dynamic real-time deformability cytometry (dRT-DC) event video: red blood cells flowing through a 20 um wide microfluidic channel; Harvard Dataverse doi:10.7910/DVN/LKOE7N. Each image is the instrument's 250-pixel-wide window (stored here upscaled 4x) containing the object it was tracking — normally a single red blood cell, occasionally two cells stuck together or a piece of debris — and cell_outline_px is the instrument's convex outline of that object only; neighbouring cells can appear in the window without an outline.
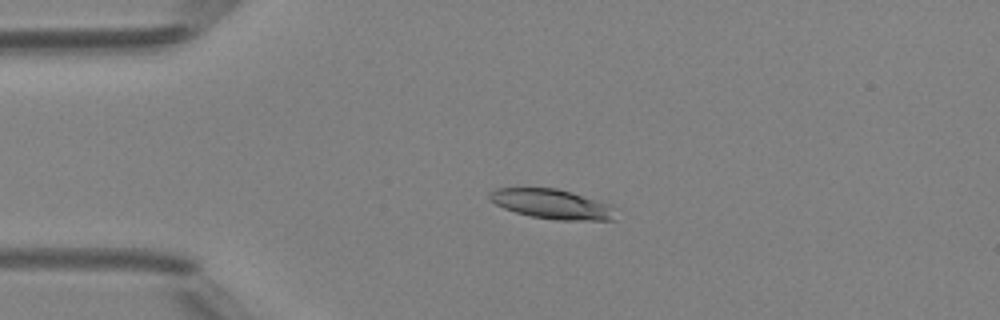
{"species": "Egyptian fruit bat (a non-hibernating species)", "species_latin": "Rousettus aegyptiacus", "temperature_condition": "room temperature", "stored_images_in_passage": 48, "camera_frame_rate_fps": 3000, "um_per_image_px": 0.085, "animal": {"sex": "female"}, "frame": {"image": 1, "passage_image": 11, "time_ms": 3.333, "image_size_px": [1000, 320], "cell_outline_px": [[616, 208], [612, 220], [556, 220], [532, 216], [516, 212], [504, 208], [496, 204], [488, 196], [488, 192], [496, 188], [556, 188], [572, 192], [612, 204]], "centroid_in_image_um": [46.94, 17.34], "position_along_channel_um": 38.1, "area_um2": 21.79}}
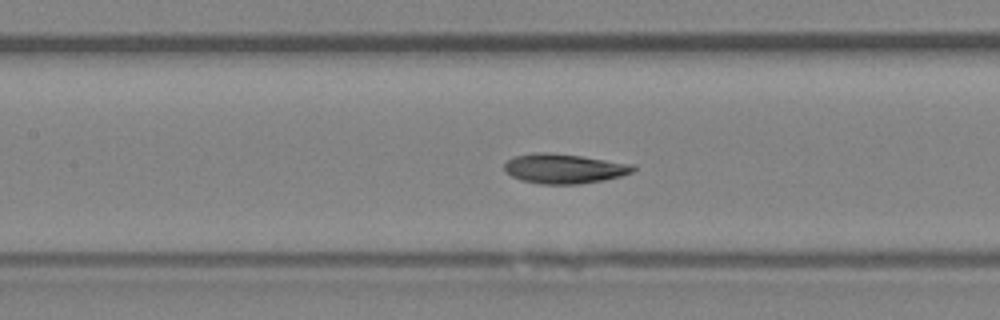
{"frame": {"image": 2, "passage_image": 22, "time_ms": 7.0, "image_size_px": [1000, 320], "cell_outline_px": [[636, 168], [632, 172], [620, 176], [604, 180], [580, 184], [540, 184], [520, 180], [504, 172], [504, 164], [508, 160], [516, 156], [532, 152], [548, 152], [580, 156], [632, 164]], "centroid_in_image_um": [47.9, 14.33], "position_along_channel_um": 159.5, "area_um2": 22.25}}
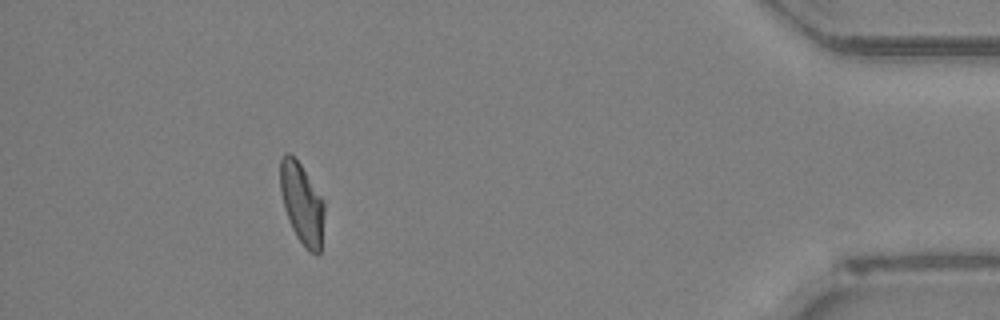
{"frame": {"image": 3, "passage_image": 44, "time_ms": 14.333, "image_size_px": [1000, 320], "cell_outline_px": [[324, 212], [320, 252], [316, 256], [308, 252], [304, 248], [296, 236], [292, 228], [284, 208], [280, 188], [280, 160], [284, 152], [288, 152], [300, 164], [324, 200]], "centroid_in_image_um": [25.66, 17.33], "position_along_channel_um": 409.5, "area_um2": 20.81}, "authors_computed_cell_mechanics": {"area_um2": 22.2241, "velocity_mm_per_s": 4.191, "shape_relaxation_time_tau1_ms": 5.8422, "shape_relaxation_time_tau2_ms": 1.8691, "deformation_change_tau1": 0.1709, "deformation_change_tau2": 0.0768}}